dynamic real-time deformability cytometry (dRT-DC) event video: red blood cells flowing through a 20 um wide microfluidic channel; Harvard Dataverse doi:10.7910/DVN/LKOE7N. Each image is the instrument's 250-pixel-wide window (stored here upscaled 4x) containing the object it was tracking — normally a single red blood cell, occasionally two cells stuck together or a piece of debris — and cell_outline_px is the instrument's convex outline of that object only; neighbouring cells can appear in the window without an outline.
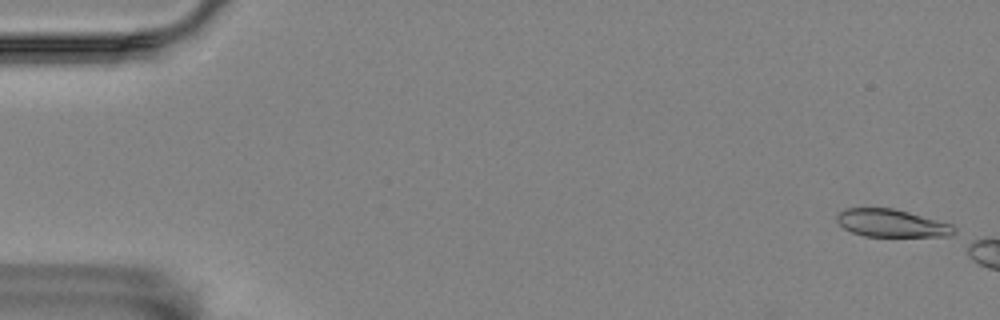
{"species": "Egyptian fruit bat (a non-hibernating species)", "species_latin": "Rousettus aegyptiacus", "temperature_condition": "room temperature", "stored_images_in_passage": 6, "camera_frame_rate_fps": 3000, "um_per_image_px": 0.085, "animal": {"sex": "female"}, "frame": {"image": 1, "passage_image": 1, "time_ms": 0.0, "image_size_px": [1000, 320], "cell_outline_px": [[956, 232], [952, 236], [864, 236], [852, 232], [844, 228], [836, 220], [836, 216], [844, 208], [892, 208], [908, 212], [952, 224], [956, 228]], "centroid_in_image_um": [75.79, 18.97], "position_along_channel_um": 9.2, "area_um2": 18.84}}